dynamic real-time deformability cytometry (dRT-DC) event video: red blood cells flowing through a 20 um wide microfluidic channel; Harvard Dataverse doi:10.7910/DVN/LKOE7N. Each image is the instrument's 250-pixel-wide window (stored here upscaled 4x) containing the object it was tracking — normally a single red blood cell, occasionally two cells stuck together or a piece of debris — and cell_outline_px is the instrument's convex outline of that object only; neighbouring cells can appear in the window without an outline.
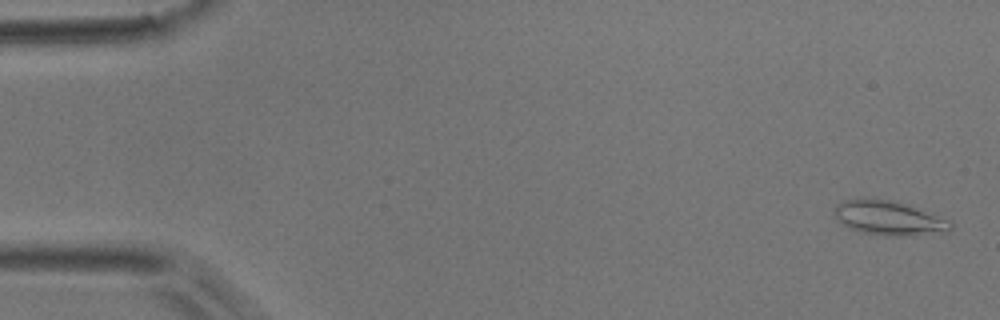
{"species": "common noctule bat (a hibernating species)", "species_latin": "Nyctalus noctula", "temperature_condition": "room temperature", "stored_images_in_passage": 12, "camera_frame_rate_fps": 3000, "um_per_image_px": 0.085, "animal": {"sex": "male", "body_mass_g": 17.9}, "frame": {"image": 1, "passage_image": 2, "time_ms": 0.333, "image_size_px": [1000, 320], "cell_outline_px": [[952, 228], [944, 232], [904, 236], [880, 236], [860, 232], [848, 228], [832, 212], [832, 208], [836, 204], [844, 200], [860, 196], [864, 196], [892, 200], [908, 204], [952, 220]], "centroid_in_image_um": [75.52, 18.5], "position_along_channel_um": 9.5, "area_um2": 24.04}}